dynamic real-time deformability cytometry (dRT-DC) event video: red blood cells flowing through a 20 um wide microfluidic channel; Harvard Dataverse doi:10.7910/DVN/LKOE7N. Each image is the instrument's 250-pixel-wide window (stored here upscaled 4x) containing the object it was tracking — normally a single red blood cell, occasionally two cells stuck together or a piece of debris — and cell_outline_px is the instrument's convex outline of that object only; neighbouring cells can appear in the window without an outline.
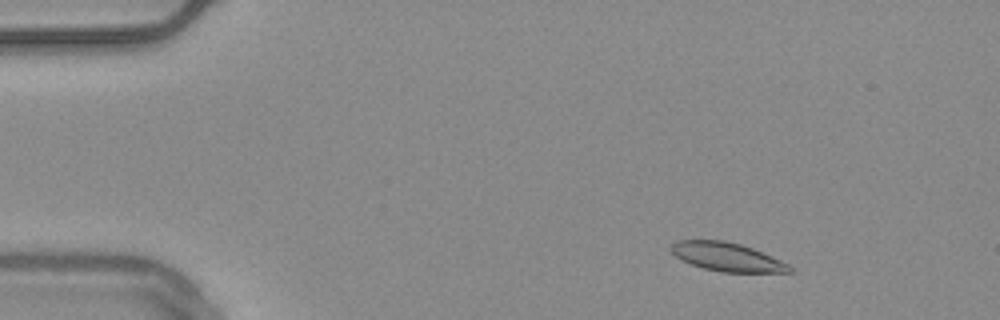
{"species": "common noctule bat (a hibernating species)", "species_latin": "Nyctalus noctula", "temperature_condition": "warm", "stored_images_in_passage": 53, "camera_frame_rate_fps": 3000, "um_per_image_px": 0.085, "animal": {"sex": "male", "body_mass_g": 20.4}, "frame": {"image": 1, "passage_image": 6, "time_ms": 1.667, "image_size_px": [1000, 320], "cell_outline_px": [[796, 272], [724, 272], [704, 268], [692, 264], [676, 256], [668, 248], [676, 240], [724, 240], [740, 244], [752, 248], [788, 264], [796, 268]], "centroid_in_image_um": [61.82, 21.83], "position_along_channel_um": 23.2, "area_um2": 19.59}}
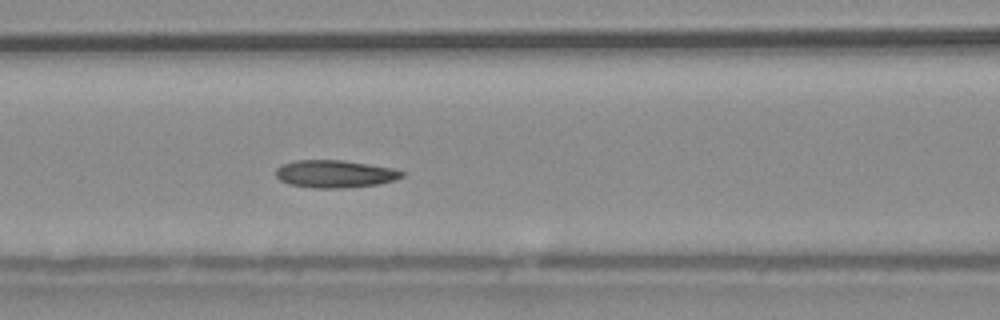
{"frame": {"image": 2, "passage_image": 22, "time_ms": 7.0, "image_size_px": [1000, 320], "cell_outline_px": [[404, 176], [396, 180], [380, 184], [340, 188], [312, 188], [288, 184], [280, 180], [276, 176], [276, 168], [280, 164], [296, 160], [344, 160], [392, 168], [404, 172]], "centroid_in_image_um": [28.45, 14.78], "position_along_channel_um": 138.2, "area_um2": 20.4}}
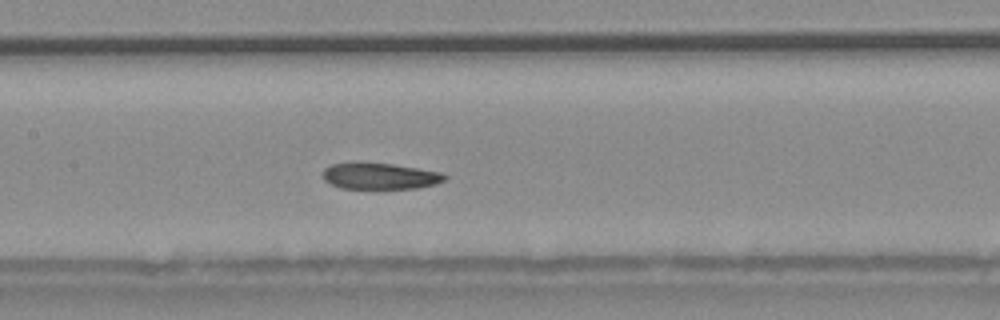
{"frame": {"image": 3, "passage_image": 25, "time_ms": 8.0, "image_size_px": [1000, 320], "cell_outline_px": [[448, 176], [444, 180], [436, 184], [416, 188], [384, 192], [340, 188], [324, 180], [324, 168], [332, 164], [356, 160], [392, 164], [440, 172]], "centroid_in_image_um": [32.25, 15.0], "position_along_channel_um": 175.1, "area_um2": 20.0}, "authors_computed_cell_mechanics": {"area_um2": 19.941, "velocity_mm_per_s": 3.7047, "shape_relaxation_time_tau1_ms": 4.6278, "shape_relaxation_time_tau2_ms": 2.881, "deformation_change_tau1": 0.1348, "deformation_change_tau2": 0.0978}}